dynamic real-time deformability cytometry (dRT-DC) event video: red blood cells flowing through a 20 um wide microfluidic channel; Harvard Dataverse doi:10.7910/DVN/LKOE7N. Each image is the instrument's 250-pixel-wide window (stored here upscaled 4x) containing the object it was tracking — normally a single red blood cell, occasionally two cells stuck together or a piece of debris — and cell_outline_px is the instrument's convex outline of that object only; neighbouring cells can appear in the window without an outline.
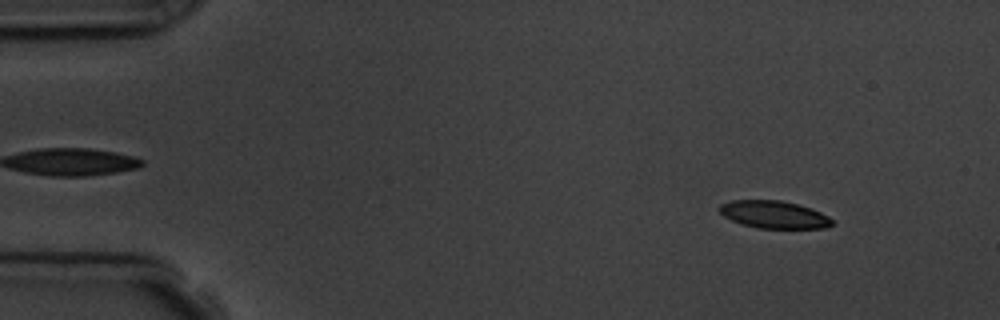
{"species": "common noctule bat (a hibernating species)", "species_latin": "Nyctalus noctula", "temperature_condition": "room temperature", "stored_images_in_passage": 3, "camera_frame_rate_fps": 3000, "um_per_image_px": 0.085, "animal": {"sex": "male", "body_mass_g": 19.5, "forearm_length_mm": 54.6}, "frame": {"image": 1, "passage_image": 1, "time_ms": 0.0, "image_size_px": [1000, 320], "cell_outline_px": [[832, 224], [824, 228], [756, 228], [740, 224], [724, 216], [716, 208], [720, 204], [732, 200], [780, 200], [812, 208], [828, 216], [832, 220]], "centroid_in_image_um": [65.74, 18.23], "position_along_channel_um": 19.3, "area_um2": 18.09}}
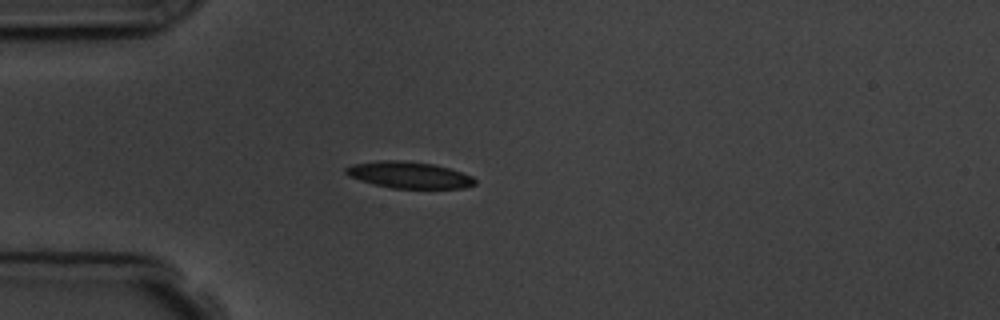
{"frame": {"image": 2, "passage_image": 3, "time_ms": 3.0, "image_size_px": [1000, 320], "cell_outline_px": [[476, 184], [464, 188], [392, 188], [360, 180], [348, 176], [344, 172], [344, 168], [352, 164], [380, 160], [400, 160], [432, 164], [448, 168], [472, 176], [476, 180]], "centroid_in_image_um": [34.74, 14.87], "position_along_channel_um": 50.3, "area_um2": 19.83}}